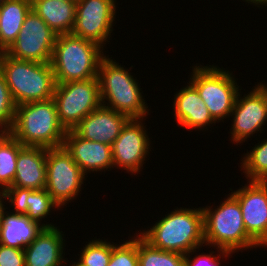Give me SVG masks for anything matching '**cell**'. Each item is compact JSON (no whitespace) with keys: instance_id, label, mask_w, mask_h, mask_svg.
Here are the masks:
<instances>
[{"instance_id":"d6986e66","label":"cell","mask_w":267,"mask_h":266,"mask_svg":"<svg viewBox=\"0 0 267 266\" xmlns=\"http://www.w3.org/2000/svg\"><path fill=\"white\" fill-rule=\"evenodd\" d=\"M174 96V116L180 126H184L186 129L204 130L210 124L216 123L200 98L197 89L190 82Z\"/></svg>"},{"instance_id":"7c38bea8","label":"cell","mask_w":267,"mask_h":266,"mask_svg":"<svg viewBox=\"0 0 267 266\" xmlns=\"http://www.w3.org/2000/svg\"><path fill=\"white\" fill-rule=\"evenodd\" d=\"M238 92L233 110V125L231 141L242 143L253 136L254 133L263 131L267 122V84L258 83L252 91L243 98Z\"/></svg>"},{"instance_id":"e0dca14e","label":"cell","mask_w":267,"mask_h":266,"mask_svg":"<svg viewBox=\"0 0 267 266\" xmlns=\"http://www.w3.org/2000/svg\"><path fill=\"white\" fill-rule=\"evenodd\" d=\"M63 147L85 175L91 171H105L114 167L110 145L85 140L73 130L66 131Z\"/></svg>"},{"instance_id":"83f0119b","label":"cell","mask_w":267,"mask_h":266,"mask_svg":"<svg viewBox=\"0 0 267 266\" xmlns=\"http://www.w3.org/2000/svg\"><path fill=\"white\" fill-rule=\"evenodd\" d=\"M108 266H139L137 235L120 245L112 244V252Z\"/></svg>"},{"instance_id":"7a4b0ae2","label":"cell","mask_w":267,"mask_h":266,"mask_svg":"<svg viewBox=\"0 0 267 266\" xmlns=\"http://www.w3.org/2000/svg\"><path fill=\"white\" fill-rule=\"evenodd\" d=\"M9 133L23 146L50 149L63 146L66 130L58 120L56 104L51 98L16 106Z\"/></svg>"},{"instance_id":"30bf717a","label":"cell","mask_w":267,"mask_h":266,"mask_svg":"<svg viewBox=\"0 0 267 266\" xmlns=\"http://www.w3.org/2000/svg\"><path fill=\"white\" fill-rule=\"evenodd\" d=\"M58 34L31 9L17 38L5 53L20 60L50 63Z\"/></svg>"},{"instance_id":"2e32d148","label":"cell","mask_w":267,"mask_h":266,"mask_svg":"<svg viewBox=\"0 0 267 266\" xmlns=\"http://www.w3.org/2000/svg\"><path fill=\"white\" fill-rule=\"evenodd\" d=\"M130 118L101 105L82 119L72 130L81 138L112 146Z\"/></svg>"},{"instance_id":"9a60e30c","label":"cell","mask_w":267,"mask_h":266,"mask_svg":"<svg viewBox=\"0 0 267 266\" xmlns=\"http://www.w3.org/2000/svg\"><path fill=\"white\" fill-rule=\"evenodd\" d=\"M46 157L47 148L24 146L17 156L13 183L4 194L10 199L21 190L45 189Z\"/></svg>"},{"instance_id":"3957f363","label":"cell","mask_w":267,"mask_h":266,"mask_svg":"<svg viewBox=\"0 0 267 266\" xmlns=\"http://www.w3.org/2000/svg\"><path fill=\"white\" fill-rule=\"evenodd\" d=\"M0 73L16 106L53 98L56 81L51 63L20 60L1 52Z\"/></svg>"},{"instance_id":"5b68a950","label":"cell","mask_w":267,"mask_h":266,"mask_svg":"<svg viewBox=\"0 0 267 266\" xmlns=\"http://www.w3.org/2000/svg\"><path fill=\"white\" fill-rule=\"evenodd\" d=\"M97 78L103 106L129 118L143 119L149 114L141 88L128 69L105 56L100 62Z\"/></svg>"},{"instance_id":"cb8c5ba5","label":"cell","mask_w":267,"mask_h":266,"mask_svg":"<svg viewBox=\"0 0 267 266\" xmlns=\"http://www.w3.org/2000/svg\"><path fill=\"white\" fill-rule=\"evenodd\" d=\"M23 147L10 133L0 141V193H4L12 185L17 156Z\"/></svg>"},{"instance_id":"8fae6325","label":"cell","mask_w":267,"mask_h":266,"mask_svg":"<svg viewBox=\"0 0 267 266\" xmlns=\"http://www.w3.org/2000/svg\"><path fill=\"white\" fill-rule=\"evenodd\" d=\"M115 0H77L72 34L102 48L110 38L116 16ZM109 36V37H108Z\"/></svg>"},{"instance_id":"ffe728a7","label":"cell","mask_w":267,"mask_h":266,"mask_svg":"<svg viewBox=\"0 0 267 266\" xmlns=\"http://www.w3.org/2000/svg\"><path fill=\"white\" fill-rule=\"evenodd\" d=\"M15 212V213H14ZM55 227L52 224H39L25 214L14 209L13 213H2L0 244L17 249H24L36 238L43 228Z\"/></svg>"},{"instance_id":"d6a6232c","label":"cell","mask_w":267,"mask_h":266,"mask_svg":"<svg viewBox=\"0 0 267 266\" xmlns=\"http://www.w3.org/2000/svg\"><path fill=\"white\" fill-rule=\"evenodd\" d=\"M246 2H248V4H254L255 6L257 5V7H260L258 5H265V7L267 6V0H245Z\"/></svg>"},{"instance_id":"f1b7e54d","label":"cell","mask_w":267,"mask_h":266,"mask_svg":"<svg viewBox=\"0 0 267 266\" xmlns=\"http://www.w3.org/2000/svg\"><path fill=\"white\" fill-rule=\"evenodd\" d=\"M16 111V104L3 75L0 73V128L10 130Z\"/></svg>"},{"instance_id":"d590c367","label":"cell","mask_w":267,"mask_h":266,"mask_svg":"<svg viewBox=\"0 0 267 266\" xmlns=\"http://www.w3.org/2000/svg\"><path fill=\"white\" fill-rule=\"evenodd\" d=\"M6 0H0V4H3Z\"/></svg>"},{"instance_id":"7402d4cb","label":"cell","mask_w":267,"mask_h":266,"mask_svg":"<svg viewBox=\"0 0 267 266\" xmlns=\"http://www.w3.org/2000/svg\"><path fill=\"white\" fill-rule=\"evenodd\" d=\"M31 9V0H6L0 4V52L15 41Z\"/></svg>"},{"instance_id":"f546056e","label":"cell","mask_w":267,"mask_h":266,"mask_svg":"<svg viewBox=\"0 0 267 266\" xmlns=\"http://www.w3.org/2000/svg\"><path fill=\"white\" fill-rule=\"evenodd\" d=\"M217 251H218V253H220L219 256L218 255L215 256V254L213 255V253H215V252L212 251V252H209V254L201 253V255L199 254L198 256H195L192 259L190 257V253L191 254L195 253L196 249H194L191 252L185 254L184 266H221L220 258H222L223 256H224V258H226L228 256L230 257L231 256L230 254H232V253L234 254V252H232V251L221 249L218 247H217ZM221 254H222V257H221Z\"/></svg>"},{"instance_id":"836d02e7","label":"cell","mask_w":267,"mask_h":266,"mask_svg":"<svg viewBox=\"0 0 267 266\" xmlns=\"http://www.w3.org/2000/svg\"><path fill=\"white\" fill-rule=\"evenodd\" d=\"M9 133L8 130L0 128V141Z\"/></svg>"},{"instance_id":"d4e9b609","label":"cell","mask_w":267,"mask_h":266,"mask_svg":"<svg viewBox=\"0 0 267 266\" xmlns=\"http://www.w3.org/2000/svg\"><path fill=\"white\" fill-rule=\"evenodd\" d=\"M139 266H184L185 255L152 247L137 234Z\"/></svg>"},{"instance_id":"e575fe53","label":"cell","mask_w":267,"mask_h":266,"mask_svg":"<svg viewBox=\"0 0 267 266\" xmlns=\"http://www.w3.org/2000/svg\"><path fill=\"white\" fill-rule=\"evenodd\" d=\"M74 263V264H73ZM71 266H85L83 263H81L79 260L78 262H73Z\"/></svg>"},{"instance_id":"8992f818","label":"cell","mask_w":267,"mask_h":266,"mask_svg":"<svg viewBox=\"0 0 267 266\" xmlns=\"http://www.w3.org/2000/svg\"><path fill=\"white\" fill-rule=\"evenodd\" d=\"M228 196L216 209H211V206L202 208L205 245L234 253L243 248L258 247L247 234L238 200L232 194Z\"/></svg>"},{"instance_id":"44dd1931","label":"cell","mask_w":267,"mask_h":266,"mask_svg":"<svg viewBox=\"0 0 267 266\" xmlns=\"http://www.w3.org/2000/svg\"><path fill=\"white\" fill-rule=\"evenodd\" d=\"M77 0H31L32 9L58 35L71 33Z\"/></svg>"},{"instance_id":"6da1fadb","label":"cell","mask_w":267,"mask_h":266,"mask_svg":"<svg viewBox=\"0 0 267 266\" xmlns=\"http://www.w3.org/2000/svg\"><path fill=\"white\" fill-rule=\"evenodd\" d=\"M175 210V211H174ZM139 235L152 247L187 254L205 244L202 207H177Z\"/></svg>"},{"instance_id":"4316f807","label":"cell","mask_w":267,"mask_h":266,"mask_svg":"<svg viewBox=\"0 0 267 266\" xmlns=\"http://www.w3.org/2000/svg\"><path fill=\"white\" fill-rule=\"evenodd\" d=\"M112 243L106 240H90L81 250L79 261L85 266H108Z\"/></svg>"},{"instance_id":"484cf974","label":"cell","mask_w":267,"mask_h":266,"mask_svg":"<svg viewBox=\"0 0 267 266\" xmlns=\"http://www.w3.org/2000/svg\"><path fill=\"white\" fill-rule=\"evenodd\" d=\"M263 140L241 160V170L248 181H267V139Z\"/></svg>"},{"instance_id":"9c48e42d","label":"cell","mask_w":267,"mask_h":266,"mask_svg":"<svg viewBox=\"0 0 267 266\" xmlns=\"http://www.w3.org/2000/svg\"><path fill=\"white\" fill-rule=\"evenodd\" d=\"M84 180L85 174L63 146L47 149L45 189L60 208L76 199Z\"/></svg>"},{"instance_id":"4fadbf2b","label":"cell","mask_w":267,"mask_h":266,"mask_svg":"<svg viewBox=\"0 0 267 266\" xmlns=\"http://www.w3.org/2000/svg\"><path fill=\"white\" fill-rule=\"evenodd\" d=\"M141 118H130L123 126L120 135L112 144L114 167L128 172H140L150 153V138L143 126Z\"/></svg>"},{"instance_id":"4dcf8cb0","label":"cell","mask_w":267,"mask_h":266,"mask_svg":"<svg viewBox=\"0 0 267 266\" xmlns=\"http://www.w3.org/2000/svg\"><path fill=\"white\" fill-rule=\"evenodd\" d=\"M0 266H25L24 250L0 244Z\"/></svg>"},{"instance_id":"277c9868","label":"cell","mask_w":267,"mask_h":266,"mask_svg":"<svg viewBox=\"0 0 267 266\" xmlns=\"http://www.w3.org/2000/svg\"><path fill=\"white\" fill-rule=\"evenodd\" d=\"M103 48L72 33L57 36L51 58L56 83L83 81L97 77Z\"/></svg>"},{"instance_id":"603a6c76","label":"cell","mask_w":267,"mask_h":266,"mask_svg":"<svg viewBox=\"0 0 267 266\" xmlns=\"http://www.w3.org/2000/svg\"><path fill=\"white\" fill-rule=\"evenodd\" d=\"M10 203L14 209L39 224L42 218L50 215L51 209L60 208L46 189L18 191L10 198Z\"/></svg>"},{"instance_id":"ac0fdd59","label":"cell","mask_w":267,"mask_h":266,"mask_svg":"<svg viewBox=\"0 0 267 266\" xmlns=\"http://www.w3.org/2000/svg\"><path fill=\"white\" fill-rule=\"evenodd\" d=\"M57 228H43L30 245L23 249L25 266H62L67 262L63 259L64 234Z\"/></svg>"},{"instance_id":"5bb4252c","label":"cell","mask_w":267,"mask_h":266,"mask_svg":"<svg viewBox=\"0 0 267 266\" xmlns=\"http://www.w3.org/2000/svg\"><path fill=\"white\" fill-rule=\"evenodd\" d=\"M231 192L238 200L247 234L259 245L267 246V181H248Z\"/></svg>"},{"instance_id":"ba28073f","label":"cell","mask_w":267,"mask_h":266,"mask_svg":"<svg viewBox=\"0 0 267 266\" xmlns=\"http://www.w3.org/2000/svg\"><path fill=\"white\" fill-rule=\"evenodd\" d=\"M53 99L60 124L66 131L72 130L102 105L98 78L56 83Z\"/></svg>"},{"instance_id":"52a82bcc","label":"cell","mask_w":267,"mask_h":266,"mask_svg":"<svg viewBox=\"0 0 267 266\" xmlns=\"http://www.w3.org/2000/svg\"><path fill=\"white\" fill-rule=\"evenodd\" d=\"M192 68L189 82L197 89L212 118L216 122L228 118L239 91L235 77L229 70L213 65L196 64Z\"/></svg>"},{"instance_id":"1f68e13d","label":"cell","mask_w":267,"mask_h":266,"mask_svg":"<svg viewBox=\"0 0 267 266\" xmlns=\"http://www.w3.org/2000/svg\"><path fill=\"white\" fill-rule=\"evenodd\" d=\"M7 198L8 202L10 203V199L7 195H5L4 193H0V227H1V220H2V213L4 212V210H6L7 208H5L4 206V201Z\"/></svg>"}]
</instances>
